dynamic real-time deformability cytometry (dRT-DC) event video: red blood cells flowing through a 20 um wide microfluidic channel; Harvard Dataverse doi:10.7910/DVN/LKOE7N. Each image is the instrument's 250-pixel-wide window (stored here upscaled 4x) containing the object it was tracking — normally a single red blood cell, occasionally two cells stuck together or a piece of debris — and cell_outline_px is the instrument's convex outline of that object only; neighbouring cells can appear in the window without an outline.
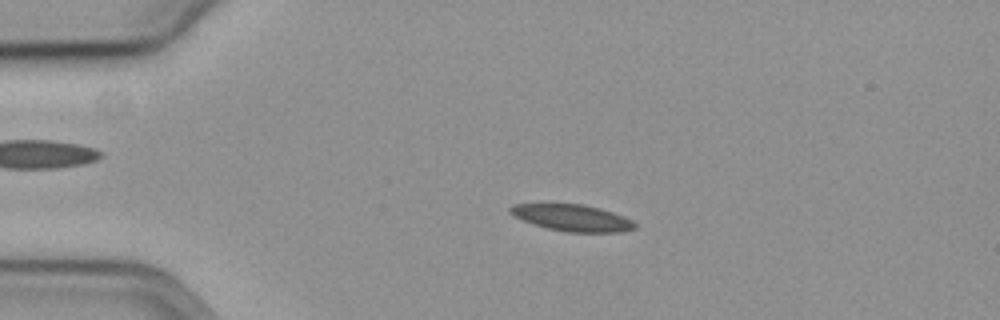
{"species": "common noctule bat (a hibernating species)", "species_latin": "Nyctalus noctula", "temperature_condition": "cold", "stored_images_in_passage": 44, "camera_frame_rate_fps": 3000, "um_per_image_px": 0.085, "animal": {"sex": "female", "body_mass_g": 19.3, "forearm_length_mm": 54.1}, "frame": {"image": 1, "passage_image": 13, "time_ms": 4.0, "image_size_px": [1000, 320], "cell_outline_px": [[636, 228], [620, 232], [564, 232], [548, 228], [524, 220], [508, 212], [508, 208], [512, 204], [544, 200], [584, 204], [600, 208], [624, 216], [632, 220], [636, 224]], "centroid_in_image_um": [48.55, 18.44], "position_along_channel_um": 36.4, "area_um2": 20.23}}
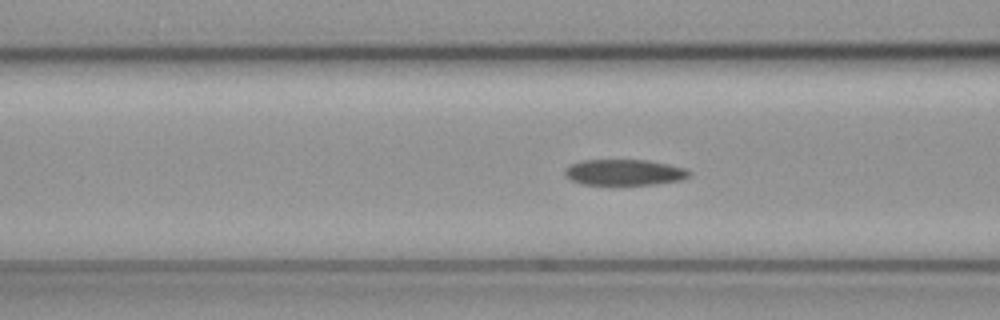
{"frame": {"image": 2, "passage_image": 23, "time_ms": 7.333, "image_size_px": [1000, 320], "cell_outline_px": [[692, 172], [688, 176], [680, 180], [652, 184], [608, 188], [580, 184], [564, 176], [564, 168], [568, 164], [580, 160], [648, 160], [668, 164], [684, 168]], "centroid_in_image_um": [52.95, 14.69], "position_along_channel_um": 113.7, "area_um2": 19.83}}
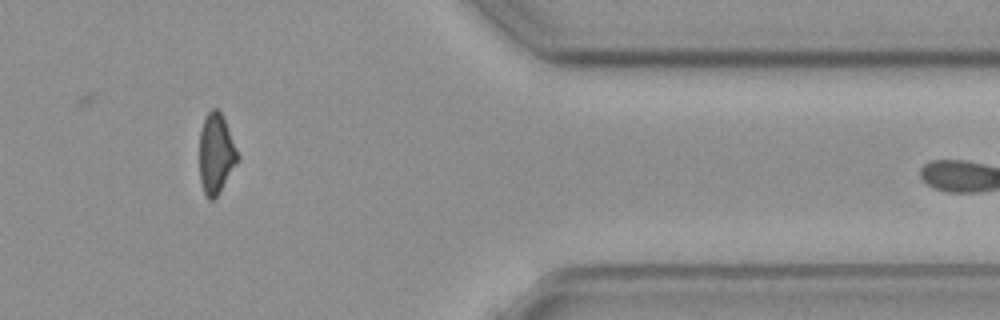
{"frame": {"image": 3, "passage_image": 41, "time_ms": 13.333, "image_size_px": [1000, 320], "cell_outline_px": [[240, 160], [216, 196], [212, 200], [208, 200], [204, 192], [200, 180], [200, 132], [204, 116], [212, 108], [216, 108], [220, 112], [224, 120], [240, 156]], "centroid_in_image_um": [18.37, 13.06], "position_along_channel_um": 393.0, "area_um2": 17.74}}